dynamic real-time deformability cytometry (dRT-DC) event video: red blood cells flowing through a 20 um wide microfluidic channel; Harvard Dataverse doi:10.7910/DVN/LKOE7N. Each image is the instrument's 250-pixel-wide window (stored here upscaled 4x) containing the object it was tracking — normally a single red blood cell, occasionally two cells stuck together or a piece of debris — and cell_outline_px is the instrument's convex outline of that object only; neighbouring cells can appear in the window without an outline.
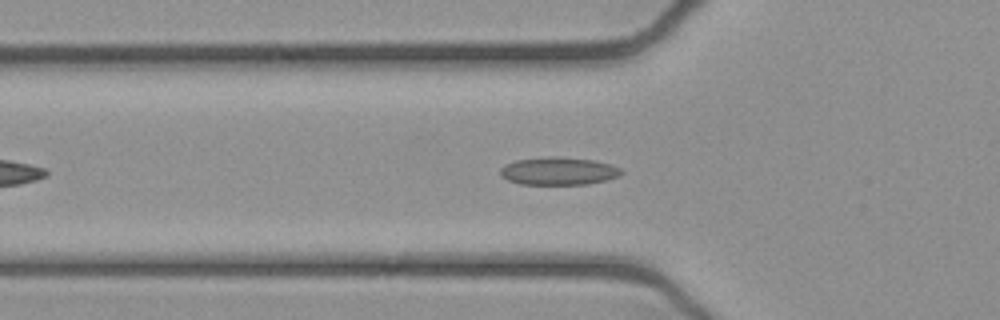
{"species": "common noctule bat (a hibernating species)", "species_latin": "Nyctalus noctula", "temperature_condition": "cold", "stored_images_in_passage": 45, "camera_frame_rate_fps": 3000, "um_per_image_px": 0.085, "animal": {"sex": "female", "body_mass_g": 21.9}, "frame": {"image": 1, "passage_image": 9, "time_ms": 2.667, "image_size_px": [1000, 320], "cell_outline_px": [[624, 172], [620, 176], [588, 184], [520, 184], [508, 180], [500, 176], [500, 168], [504, 164], [516, 160], [548, 156], [556, 156], [596, 160], [620, 168]], "centroid_in_image_um": [47.45, 14.53], "position_along_channel_um": 78.3, "area_um2": 19.71}}
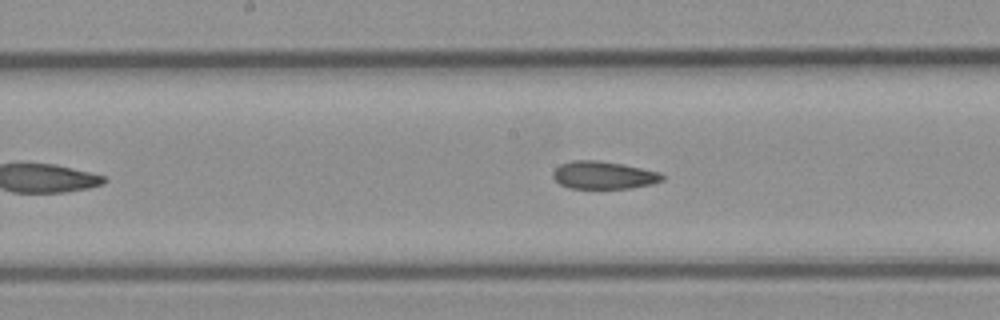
{"frame": {"image": 2, "passage_image": 18, "time_ms": 5.667, "image_size_px": [1000, 320], "cell_outline_px": [[664, 180], [652, 184], [628, 188], [568, 188], [560, 184], [552, 176], [552, 172], [560, 164], [572, 160], [596, 160], [624, 164], [660, 172], [664, 176]], "centroid_in_image_um": [51.3, 14.88], "position_along_channel_um": 196.9, "area_um2": 17.69}}
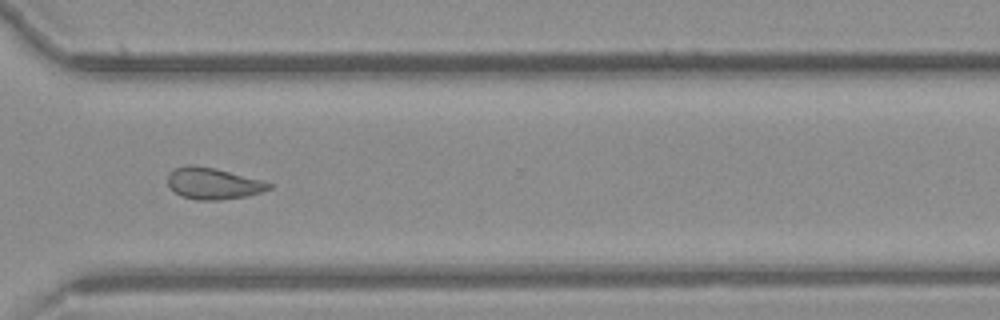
{"frame": {"image": 3, "passage_image": 30, "time_ms": 9.667, "image_size_px": [1000, 320], "cell_outline_px": [[272, 188], [260, 192], [244, 196], [220, 200], [196, 200], [180, 196], [168, 188], [168, 172], [176, 168], [188, 164], [192, 164], [216, 168], [260, 180], [272, 184]], "centroid_in_image_um": [18.04, 15.59], "position_along_channel_um": 352.6, "area_um2": 18.61}, "authors_computed_cell_mechanics": {"area_um2": 18.6116, "velocity_mm_per_s": 3.8999, "shape_relaxation_time_tau1_ms": null, "shape_relaxation_time_tau2_ms": 2.4209, "deformation_change_tau1": null, "deformation_change_tau2": 0.0931}}